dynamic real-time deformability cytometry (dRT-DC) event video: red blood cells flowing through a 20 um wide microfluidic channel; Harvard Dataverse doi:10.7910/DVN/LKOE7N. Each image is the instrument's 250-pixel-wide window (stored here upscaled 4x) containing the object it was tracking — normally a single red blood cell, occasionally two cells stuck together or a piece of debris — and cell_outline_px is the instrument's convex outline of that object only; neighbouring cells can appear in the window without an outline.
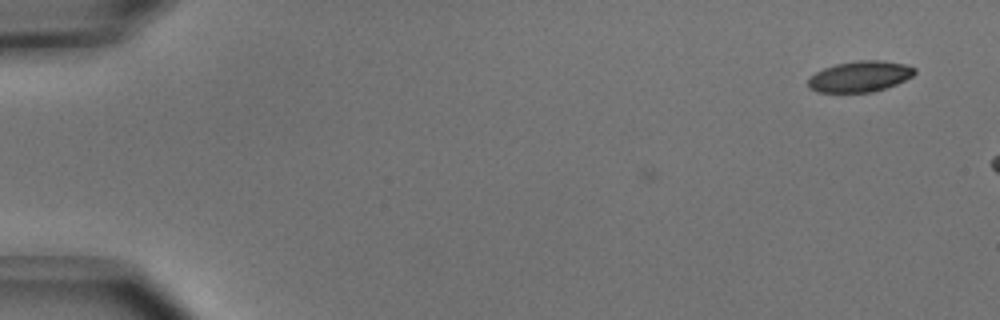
{"species": "common noctule bat (a hibernating species)", "species_latin": "Nyctalus noctula", "temperature_condition": "cold", "stored_images_in_passage": 2, "camera_frame_rate_fps": 3000, "um_per_image_px": 0.085, "animal": {"sex": "male", "body_mass_g": 15.6}, "frame": {"image": 1, "passage_image": 2, "time_ms": 0.333, "image_size_px": [1000, 320], "cell_outline_px": [[916, 72], [912, 76], [896, 84], [872, 92], [816, 92], [808, 88], [808, 76], [824, 68], [836, 64], [856, 60], [880, 60], [904, 64], [916, 68]], "centroid_in_image_um": [73.06, 6.5], "position_along_channel_um": 11.9, "area_um2": 19.19}}